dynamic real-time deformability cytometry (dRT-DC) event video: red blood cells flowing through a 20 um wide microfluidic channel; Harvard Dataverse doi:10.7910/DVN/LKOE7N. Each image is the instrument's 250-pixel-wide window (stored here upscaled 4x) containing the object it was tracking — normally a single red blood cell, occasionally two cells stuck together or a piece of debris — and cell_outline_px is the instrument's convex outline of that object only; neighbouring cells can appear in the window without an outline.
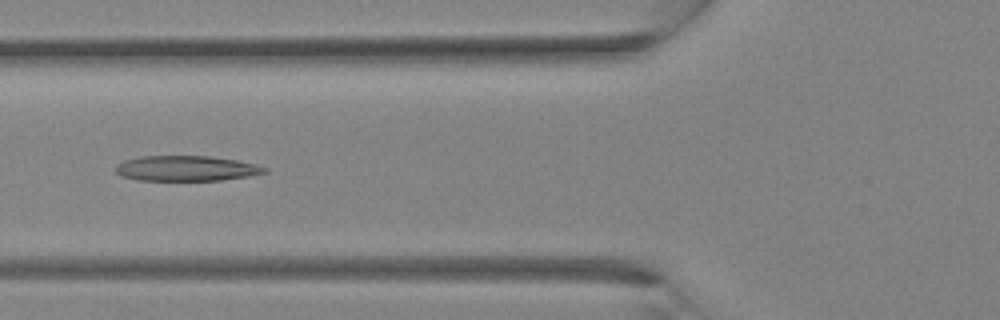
{"species": "Egyptian fruit bat (a non-hibernating species)", "species_latin": "Rousettus aegyptiacus", "temperature_condition": "room temperature", "stored_images_in_passage": 34, "camera_frame_rate_fps": 3000, "um_per_image_px": 0.085, "animal": {"sex": "female"}, "frame": {"image": 1, "passage_image": 13, "time_ms": 4.0, "image_size_px": [1000, 320], "cell_outline_px": [[268, 172], [248, 176], [220, 180], [136, 180], [120, 176], [116, 172], [116, 164], [124, 160], [140, 156], [208, 156], [236, 160], [256, 164], [268, 168]], "centroid_in_image_um": [15.81, 14.31], "position_along_channel_um": 110.0, "area_um2": 21.96}}
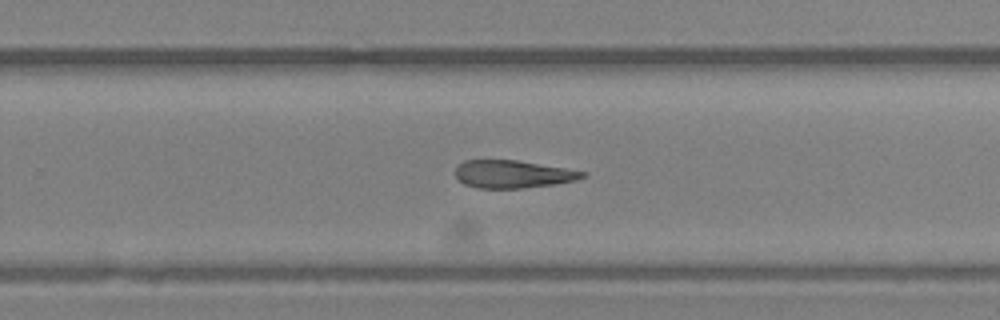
{"frame": {"image": 2, "passage_image": 22, "time_ms": 7.0, "image_size_px": [1000, 320], "cell_outline_px": [[588, 176], [576, 180], [552, 184], [520, 188], [476, 188], [464, 184], [456, 176], [456, 168], [464, 160], [516, 160], [588, 172]], "centroid_in_image_um": [43.6, 14.8], "position_along_channel_um": 286.2, "area_um2": 20.35}}
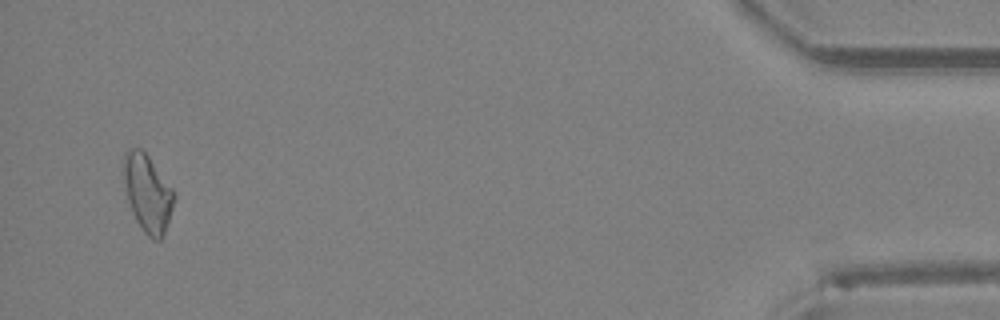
{"frame": {"image": 3, "passage_image": 33, "time_ms": 10.667, "image_size_px": [1000, 320], "cell_outline_px": [[176, 196], [164, 232], [160, 240], [152, 240], [144, 232], [136, 220], [132, 212], [128, 200], [124, 180], [124, 152], [132, 148], [140, 148], [148, 156], [176, 192]], "centroid_in_image_um": [12.56, 16.41], "position_along_channel_um": 422.6, "area_um2": 22.43}}